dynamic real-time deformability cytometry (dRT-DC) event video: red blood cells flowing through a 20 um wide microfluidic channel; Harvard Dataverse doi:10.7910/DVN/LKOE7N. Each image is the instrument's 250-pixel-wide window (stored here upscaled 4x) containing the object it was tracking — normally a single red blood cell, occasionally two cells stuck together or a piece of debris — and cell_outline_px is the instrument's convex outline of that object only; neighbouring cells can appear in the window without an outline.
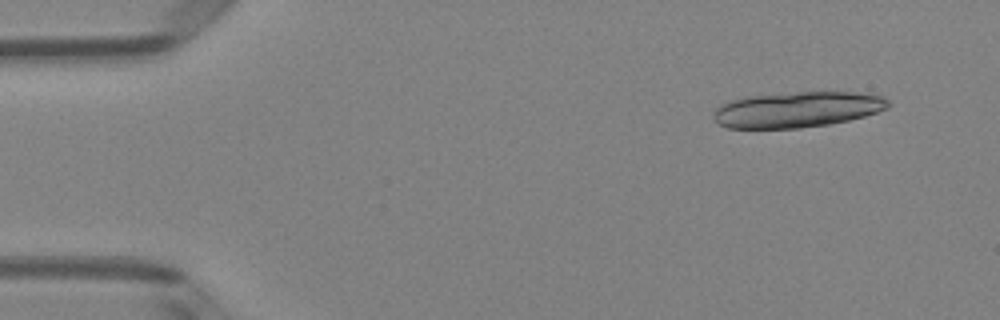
{"species": "Egyptian fruit bat (a non-hibernating species)", "species_latin": "Rousettus aegyptiacus", "temperature_condition": "room temperature", "stored_images_in_passage": 17, "camera_frame_rate_fps": 3000, "um_per_image_px": 0.085, "animal": {"sex": "female"}, "frame": {"image": 1, "passage_image": 4, "time_ms": 1.0, "image_size_px": [1000, 320], "cell_outline_px": [[892, 104], [888, 108], [864, 116], [848, 120], [828, 124], [800, 128], [728, 128], [720, 124], [712, 116], [716, 108], [720, 104], [728, 100], [748, 96], [796, 92], [852, 92], [884, 96]], "centroid_in_image_um": [67.76, 9.3], "position_along_channel_um": 17.2, "area_um2": 36.36}}